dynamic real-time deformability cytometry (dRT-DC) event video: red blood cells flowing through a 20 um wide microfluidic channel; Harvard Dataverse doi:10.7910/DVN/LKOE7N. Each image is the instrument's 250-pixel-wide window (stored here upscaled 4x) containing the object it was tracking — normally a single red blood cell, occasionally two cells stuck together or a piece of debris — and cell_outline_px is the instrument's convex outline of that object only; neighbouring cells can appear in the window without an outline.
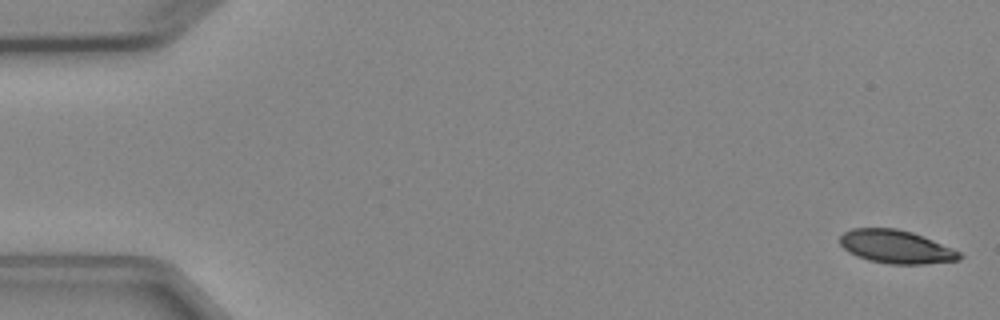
{"species": "Egyptian fruit bat (a non-hibernating species)", "species_latin": "Rousettus aegyptiacus", "temperature_condition": "cold", "stored_images_in_passage": 5, "camera_frame_rate_fps": 3000, "um_per_image_px": 0.085, "animal": {"sex": "female"}, "frame": {"image": 1, "passage_image": 1, "time_ms": 0.0, "image_size_px": [1000, 320], "cell_outline_px": [[964, 256], [960, 260], [924, 264], [888, 264], [868, 260], [856, 256], [848, 252], [840, 244], [840, 236], [844, 232], [852, 228], [896, 228], [912, 232], [952, 248], [960, 252]], "centroid_in_image_um": [76.16, 20.98], "position_along_channel_um": 8.8, "area_um2": 23.24}}
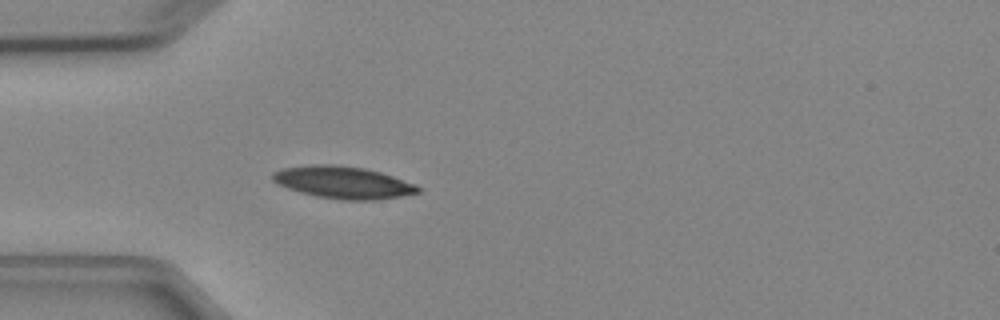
{"frame": {"image": 2, "passage_image": 5, "time_ms": 4.667, "image_size_px": [1000, 320], "cell_outline_px": [[420, 192], [400, 196], [376, 200], [344, 200], [316, 196], [300, 192], [288, 188], [272, 180], [272, 172], [284, 168], [312, 164], [332, 164], [364, 168], [380, 172], [416, 184], [420, 188]], "centroid_in_image_um": [29.17, 15.5], "position_along_channel_um": 55.8, "area_um2": 27.11}}